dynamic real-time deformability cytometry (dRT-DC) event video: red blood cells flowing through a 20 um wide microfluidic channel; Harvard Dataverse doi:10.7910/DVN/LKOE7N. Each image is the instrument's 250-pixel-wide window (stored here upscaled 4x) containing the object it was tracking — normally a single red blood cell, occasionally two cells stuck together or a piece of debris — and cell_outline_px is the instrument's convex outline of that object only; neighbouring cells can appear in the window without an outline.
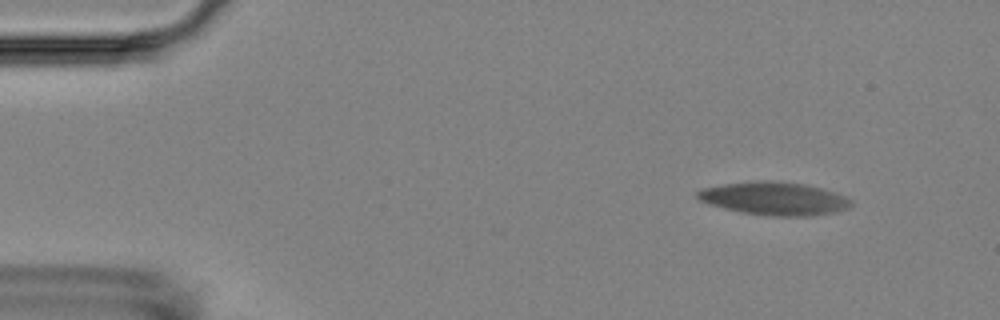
{"species": "Egyptian fruit bat (a non-hibernating species)", "species_latin": "Rousettus aegyptiacus", "temperature_condition": "room temperature", "stored_images_in_passage": 8, "camera_frame_rate_fps": 3000, "um_per_image_px": 0.085, "animal": {"sex": "female"}, "frame": {"image": 1, "passage_image": 2, "time_ms": 1.333, "image_size_px": [1000, 320], "cell_outline_px": [[852, 204], [848, 208], [832, 212], [808, 216], [776, 216], [740, 212], [708, 204], [700, 200], [696, 196], [696, 192], [700, 188], [724, 184], [756, 180], [772, 180], [808, 184], [844, 196], [852, 200]], "centroid_in_image_um": [65.77, 16.86], "position_along_channel_um": 19.2, "area_um2": 29.59}}
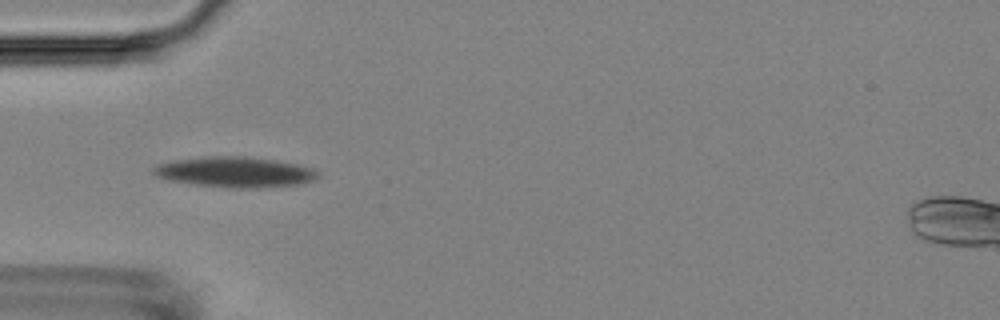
{"frame": {"image": 2, "passage_image": 6, "time_ms": 5.667, "image_size_px": [1000, 320], "cell_outline_px": [[320, 172], [312, 180], [300, 184], [256, 188], [228, 188], [192, 184], [172, 180], [156, 176], [152, 172], [152, 168], [156, 164], [172, 160], [204, 156], [248, 156], [276, 160], [296, 164], [312, 168]], "centroid_in_image_um": [19.93, 14.61], "position_along_channel_um": 65.1, "area_um2": 29.36}}
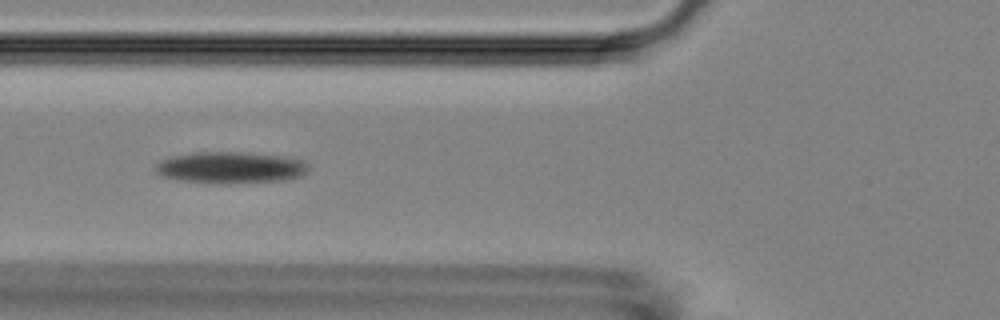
{"frame": {"image": 3, "passage_image": 7, "time_ms": 7.0, "image_size_px": [1000, 320], "cell_outline_px": [[308, 172], [300, 176], [284, 180], [224, 184], [212, 184], [184, 180], [160, 176], [156, 172], [156, 164], [160, 160], [168, 156], [192, 152], [248, 152], [288, 156], [304, 160], [308, 164]], "centroid_in_image_um": [19.61, 14.23], "position_along_channel_um": 106.2, "area_um2": 28.73}}